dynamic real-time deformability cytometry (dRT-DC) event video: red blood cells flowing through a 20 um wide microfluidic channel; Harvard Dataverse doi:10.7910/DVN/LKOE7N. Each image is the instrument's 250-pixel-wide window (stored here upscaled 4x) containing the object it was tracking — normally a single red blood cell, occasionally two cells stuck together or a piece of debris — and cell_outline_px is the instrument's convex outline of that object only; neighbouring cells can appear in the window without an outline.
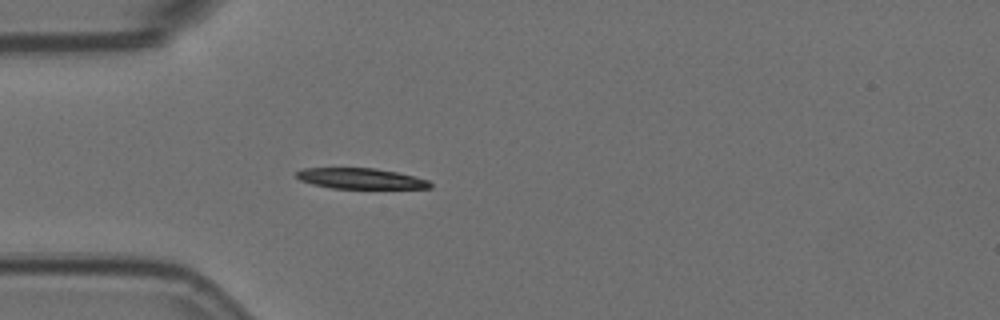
{"species": "Egyptian fruit bat (a non-hibernating species)", "species_latin": "Rousettus aegyptiacus", "temperature_condition": "room temperature", "stored_images_in_passage": 48, "camera_frame_rate_fps": 3000, "um_per_image_px": 0.085, "animal": {"sex": "female"}, "frame": {"image": 1, "passage_image": 8, "time_ms": 2.333, "image_size_px": [1000, 320], "cell_outline_px": [[432, 188], [332, 188], [312, 184], [300, 180], [296, 176], [296, 172], [304, 168], [376, 168], [396, 172], [428, 180], [432, 184]], "centroid_in_image_um": [30.63, 15.17], "position_along_channel_um": 54.4, "area_um2": 15.9}}
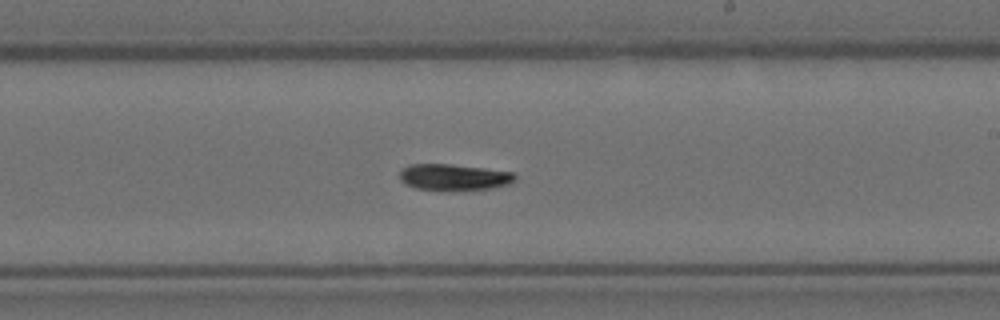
{"frame": {"image": 2, "passage_image": 25, "time_ms": 8.0, "image_size_px": [1000, 320], "cell_outline_px": [[516, 176], [508, 184], [492, 188], [416, 188], [404, 184], [400, 180], [400, 168], [408, 164], [452, 164], [484, 168], [512, 172]], "centroid_in_image_um": [38.51, 15.01], "position_along_channel_um": 250.5, "area_um2": 16.99}}
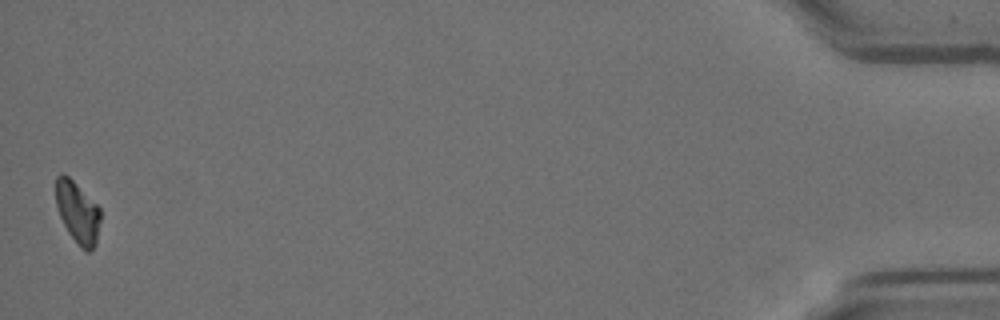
{"frame": {"image": 3, "passage_image": 48, "time_ms": 15.667, "image_size_px": [1000, 320], "cell_outline_px": [[100, 220], [96, 244], [88, 252], [84, 252], [80, 248], [68, 232], [60, 216], [56, 204], [56, 176], [60, 172], [64, 172], [100, 208]], "centroid_in_image_um": [6.59, 18.06], "position_along_channel_um": 428.6, "area_um2": 15.95}, "authors_computed_cell_mechanics": {"area_um2": 17.3689, "velocity_mm_per_s": 3.574, "shape_relaxation_time_tau1_ms": 3.8774, "shape_relaxation_time_tau2_ms": null, "deformation_change_tau1": 0.1556, "deformation_change_tau2": null}}